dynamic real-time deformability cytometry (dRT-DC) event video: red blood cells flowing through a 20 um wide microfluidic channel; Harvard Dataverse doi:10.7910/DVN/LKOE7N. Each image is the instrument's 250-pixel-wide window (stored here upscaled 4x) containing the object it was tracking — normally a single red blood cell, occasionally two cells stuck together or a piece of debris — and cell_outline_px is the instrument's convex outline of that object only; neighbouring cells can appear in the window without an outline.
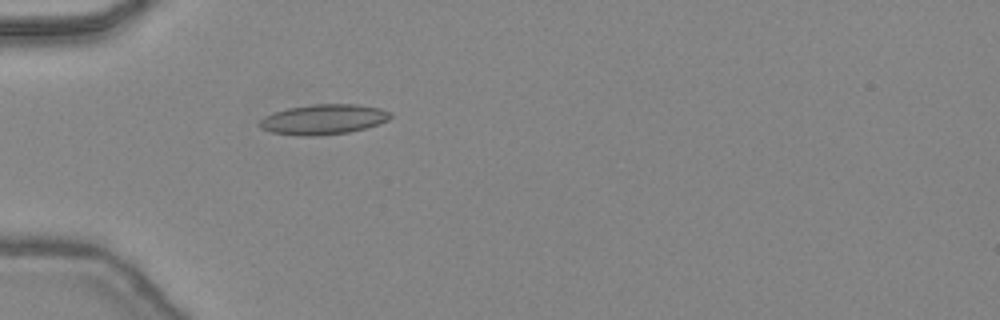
{"species": "common noctule bat (a hibernating species)", "species_latin": "Nyctalus noctula", "temperature_condition": "warm", "stored_images_in_passage": 32, "camera_frame_rate_fps": 3000, "um_per_image_px": 0.085, "animal": {"sex": "female", "body_mass_g": 24.6, "forearm_length_mm": 56.2}, "frame": {"image": 1, "passage_image": 1, "time_ms": 0.0, "image_size_px": [1000, 320], "cell_outline_px": [[392, 116], [388, 120], [380, 124], [348, 132], [320, 136], [300, 136], [272, 132], [260, 128], [256, 124], [264, 116], [288, 108], [312, 104], [356, 104], [380, 108], [392, 112]], "centroid_in_image_um": [27.5, 10.15], "position_along_channel_um": 57.5, "area_um2": 23.12}}
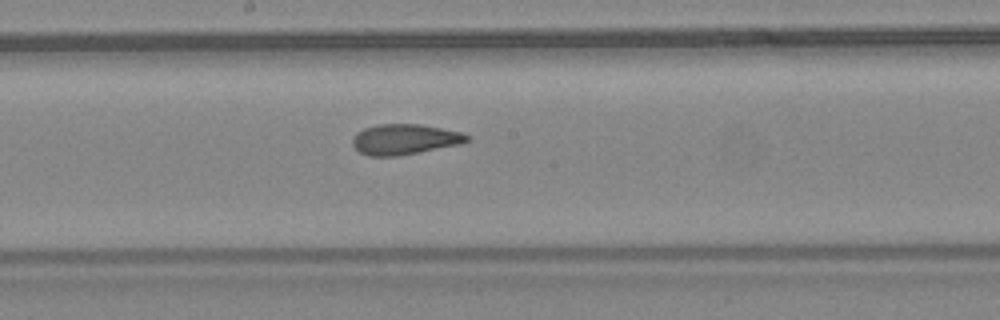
{"frame": {"image": 2, "passage_image": 12, "time_ms": 3.667, "image_size_px": [1000, 320], "cell_outline_px": [[472, 136], [468, 140], [460, 144], [420, 152], [396, 156], [368, 156], [360, 152], [352, 144], [352, 136], [356, 132], [364, 128], [380, 124], [420, 124], [460, 132]], "centroid_in_image_um": [34.37, 11.84], "position_along_channel_um": 213.8, "area_um2": 20.29}}
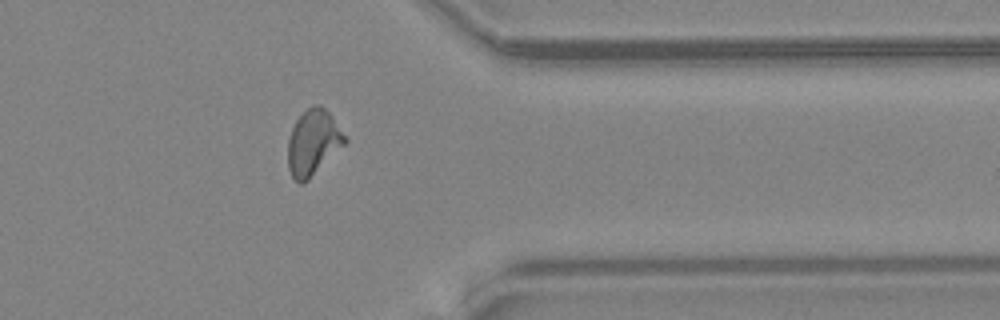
{"frame": {"image": 3, "passage_image": 24, "time_ms": 7.667, "image_size_px": [1000, 320], "cell_outline_px": [[348, 140], [304, 184], [300, 184], [292, 176], [288, 168], [288, 140], [292, 128], [296, 120], [312, 104], [320, 104], [328, 112]], "centroid_in_image_um": [26.59, 12.12], "position_along_channel_um": 384.8, "area_um2": 21.33}, "authors_computed_cell_mechanics": {"area_um2": 20.5768, "velocity_mm_per_s": 4.4966, "shape_relaxation_time_tau1_ms": 10.1075, "shape_relaxation_time_tau2_ms": 1.6047, "deformation_change_tau1": 0.2558, "deformation_change_tau2": 0.0852}}